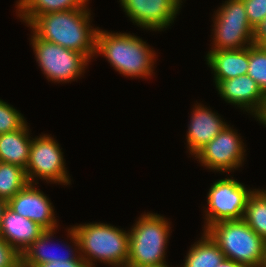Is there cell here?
<instances>
[{"label": "cell", "instance_id": "1", "mask_svg": "<svg viewBox=\"0 0 266 267\" xmlns=\"http://www.w3.org/2000/svg\"><path fill=\"white\" fill-rule=\"evenodd\" d=\"M90 12L86 4L81 9L39 15L28 26L39 39L81 52L90 60L95 57L98 30L90 25Z\"/></svg>", "mask_w": 266, "mask_h": 267}, {"label": "cell", "instance_id": "2", "mask_svg": "<svg viewBox=\"0 0 266 267\" xmlns=\"http://www.w3.org/2000/svg\"><path fill=\"white\" fill-rule=\"evenodd\" d=\"M141 38L129 33H96L95 55H104L110 65L130 78H150L156 54Z\"/></svg>", "mask_w": 266, "mask_h": 267}, {"label": "cell", "instance_id": "3", "mask_svg": "<svg viewBox=\"0 0 266 267\" xmlns=\"http://www.w3.org/2000/svg\"><path fill=\"white\" fill-rule=\"evenodd\" d=\"M79 240V255L89 267L100 261L111 267H126L129 259V231L110 224L86 223L73 225Z\"/></svg>", "mask_w": 266, "mask_h": 267}, {"label": "cell", "instance_id": "4", "mask_svg": "<svg viewBox=\"0 0 266 267\" xmlns=\"http://www.w3.org/2000/svg\"><path fill=\"white\" fill-rule=\"evenodd\" d=\"M205 232L224 253L225 259L246 267H261L266 248L262 239L243 219L220 221Z\"/></svg>", "mask_w": 266, "mask_h": 267}, {"label": "cell", "instance_id": "5", "mask_svg": "<svg viewBox=\"0 0 266 267\" xmlns=\"http://www.w3.org/2000/svg\"><path fill=\"white\" fill-rule=\"evenodd\" d=\"M159 214L139 217L129 232V259L126 267H147L167 264L165 260L170 223Z\"/></svg>", "mask_w": 266, "mask_h": 267}, {"label": "cell", "instance_id": "6", "mask_svg": "<svg viewBox=\"0 0 266 267\" xmlns=\"http://www.w3.org/2000/svg\"><path fill=\"white\" fill-rule=\"evenodd\" d=\"M213 18L211 50H236L253 45L254 28L248 21L243 0H226Z\"/></svg>", "mask_w": 266, "mask_h": 267}, {"label": "cell", "instance_id": "7", "mask_svg": "<svg viewBox=\"0 0 266 267\" xmlns=\"http://www.w3.org/2000/svg\"><path fill=\"white\" fill-rule=\"evenodd\" d=\"M31 37L36 61L47 80L68 83L83 74L90 61L83 53L39 39L34 33Z\"/></svg>", "mask_w": 266, "mask_h": 267}, {"label": "cell", "instance_id": "8", "mask_svg": "<svg viewBox=\"0 0 266 267\" xmlns=\"http://www.w3.org/2000/svg\"><path fill=\"white\" fill-rule=\"evenodd\" d=\"M252 192L253 190L246 188L232 176L215 181L207 195L209 209L204 211V231L220 221L243 219L247 200Z\"/></svg>", "mask_w": 266, "mask_h": 267}, {"label": "cell", "instance_id": "9", "mask_svg": "<svg viewBox=\"0 0 266 267\" xmlns=\"http://www.w3.org/2000/svg\"><path fill=\"white\" fill-rule=\"evenodd\" d=\"M31 148L25 169L29 183H36L35 178L48 183L68 185L71 180L64 162V155L58 142L50 135L31 138Z\"/></svg>", "mask_w": 266, "mask_h": 267}, {"label": "cell", "instance_id": "10", "mask_svg": "<svg viewBox=\"0 0 266 267\" xmlns=\"http://www.w3.org/2000/svg\"><path fill=\"white\" fill-rule=\"evenodd\" d=\"M244 143L236 130L227 125L216 137L206 144L194 157L202 166L221 172H232L244 162ZM244 159V160H243Z\"/></svg>", "mask_w": 266, "mask_h": 267}, {"label": "cell", "instance_id": "11", "mask_svg": "<svg viewBox=\"0 0 266 267\" xmlns=\"http://www.w3.org/2000/svg\"><path fill=\"white\" fill-rule=\"evenodd\" d=\"M133 24L146 30L162 31L171 26L182 0H119Z\"/></svg>", "mask_w": 266, "mask_h": 267}, {"label": "cell", "instance_id": "12", "mask_svg": "<svg viewBox=\"0 0 266 267\" xmlns=\"http://www.w3.org/2000/svg\"><path fill=\"white\" fill-rule=\"evenodd\" d=\"M218 94L227 103L237 105L244 111L252 113L258 119L266 109V96L256 81L249 75L237 76L227 80H214Z\"/></svg>", "mask_w": 266, "mask_h": 267}, {"label": "cell", "instance_id": "13", "mask_svg": "<svg viewBox=\"0 0 266 267\" xmlns=\"http://www.w3.org/2000/svg\"><path fill=\"white\" fill-rule=\"evenodd\" d=\"M35 188V183H28L7 203L15 213L38 223L45 230H54L58 224L54 208L49 198Z\"/></svg>", "mask_w": 266, "mask_h": 267}, {"label": "cell", "instance_id": "14", "mask_svg": "<svg viewBox=\"0 0 266 267\" xmlns=\"http://www.w3.org/2000/svg\"><path fill=\"white\" fill-rule=\"evenodd\" d=\"M192 112L186 139L189 153L194 156L228 124L201 103L196 104Z\"/></svg>", "mask_w": 266, "mask_h": 267}, {"label": "cell", "instance_id": "15", "mask_svg": "<svg viewBox=\"0 0 266 267\" xmlns=\"http://www.w3.org/2000/svg\"><path fill=\"white\" fill-rule=\"evenodd\" d=\"M45 231L38 223L25 218L8 206L2 216L0 236L14 247L20 254L23 253Z\"/></svg>", "mask_w": 266, "mask_h": 267}, {"label": "cell", "instance_id": "16", "mask_svg": "<svg viewBox=\"0 0 266 267\" xmlns=\"http://www.w3.org/2000/svg\"><path fill=\"white\" fill-rule=\"evenodd\" d=\"M55 230H45L38 239H36L27 249L23 251L21 254V267H36L39 264H43L46 262H54V261H70V260H75L78 256L76 255L79 253V240L78 237L73 229V227L68 229V236L71 239V242L74 243L75 249H73L68 245L66 249L65 254L61 253H56V252H50L48 251L50 241L54 237L53 235L55 234ZM49 243V244H48ZM53 245V244H51ZM49 247V248H48ZM77 250V251H76ZM77 252V253H73Z\"/></svg>", "mask_w": 266, "mask_h": 267}, {"label": "cell", "instance_id": "17", "mask_svg": "<svg viewBox=\"0 0 266 267\" xmlns=\"http://www.w3.org/2000/svg\"><path fill=\"white\" fill-rule=\"evenodd\" d=\"M214 80H227L247 75L249 47L236 50H210L206 55Z\"/></svg>", "mask_w": 266, "mask_h": 267}, {"label": "cell", "instance_id": "18", "mask_svg": "<svg viewBox=\"0 0 266 267\" xmlns=\"http://www.w3.org/2000/svg\"><path fill=\"white\" fill-rule=\"evenodd\" d=\"M29 130L26 121L17 131L0 134V162L26 169L32 142Z\"/></svg>", "mask_w": 266, "mask_h": 267}, {"label": "cell", "instance_id": "19", "mask_svg": "<svg viewBox=\"0 0 266 267\" xmlns=\"http://www.w3.org/2000/svg\"><path fill=\"white\" fill-rule=\"evenodd\" d=\"M89 0H18L17 10L18 16L27 25H29L37 16L69 11L72 9H81Z\"/></svg>", "mask_w": 266, "mask_h": 267}, {"label": "cell", "instance_id": "20", "mask_svg": "<svg viewBox=\"0 0 266 267\" xmlns=\"http://www.w3.org/2000/svg\"><path fill=\"white\" fill-rule=\"evenodd\" d=\"M201 240L189 249L182 267H216L224 259V253L212 238L204 231Z\"/></svg>", "mask_w": 266, "mask_h": 267}, {"label": "cell", "instance_id": "21", "mask_svg": "<svg viewBox=\"0 0 266 267\" xmlns=\"http://www.w3.org/2000/svg\"><path fill=\"white\" fill-rule=\"evenodd\" d=\"M243 220L266 241V190H253L247 200Z\"/></svg>", "mask_w": 266, "mask_h": 267}, {"label": "cell", "instance_id": "22", "mask_svg": "<svg viewBox=\"0 0 266 267\" xmlns=\"http://www.w3.org/2000/svg\"><path fill=\"white\" fill-rule=\"evenodd\" d=\"M29 183L25 169L0 162V198L7 202Z\"/></svg>", "mask_w": 266, "mask_h": 267}, {"label": "cell", "instance_id": "23", "mask_svg": "<svg viewBox=\"0 0 266 267\" xmlns=\"http://www.w3.org/2000/svg\"><path fill=\"white\" fill-rule=\"evenodd\" d=\"M249 75L266 96V49L263 46H249Z\"/></svg>", "mask_w": 266, "mask_h": 267}, {"label": "cell", "instance_id": "24", "mask_svg": "<svg viewBox=\"0 0 266 267\" xmlns=\"http://www.w3.org/2000/svg\"><path fill=\"white\" fill-rule=\"evenodd\" d=\"M24 118L13 106L0 99V134L20 129L26 123Z\"/></svg>", "mask_w": 266, "mask_h": 267}, {"label": "cell", "instance_id": "25", "mask_svg": "<svg viewBox=\"0 0 266 267\" xmlns=\"http://www.w3.org/2000/svg\"><path fill=\"white\" fill-rule=\"evenodd\" d=\"M249 23L253 28L266 18V0H243Z\"/></svg>", "mask_w": 266, "mask_h": 267}, {"label": "cell", "instance_id": "26", "mask_svg": "<svg viewBox=\"0 0 266 267\" xmlns=\"http://www.w3.org/2000/svg\"><path fill=\"white\" fill-rule=\"evenodd\" d=\"M0 267H21V254L0 236Z\"/></svg>", "mask_w": 266, "mask_h": 267}, {"label": "cell", "instance_id": "27", "mask_svg": "<svg viewBox=\"0 0 266 267\" xmlns=\"http://www.w3.org/2000/svg\"><path fill=\"white\" fill-rule=\"evenodd\" d=\"M36 267H89V265L84 258L79 255L75 260L46 262L39 264Z\"/></svg>", "mask_w": 266, "mask_h": 267}, {"label": "cell", "instance_id": "28", "mask_svg": "<svg viewBox=\"0 0 266 267\" xmlns=\"http://www.w3.org/2000/svg\"><path fill=\"white\" fill-rule=\"evenodd\" d=\"M266 42V18L254 28L253 44L262 46Z\"/></svg>", "mask_w": 266, "mask_h": 267}, {"label": "cell", "instance_id": "29", "mask_svg": "<svg viewBox=\"0 0 266 267\" xmlns=\"http://www.w3.org/2000/svg\"><path fill=\"white\" fill-rule=\"evenodd\" d=\"M216 267H246L243 264L237 263L233 260L224 259L218 266Z\"/></svg>", "mask_w": 266, "mask_h": 267}, {"label": "cell", "instance_id": "30", "mask_svg": "<svg viewBox=\"0 0 266 267\" xmlns=\"http://www.w3.org/2000/svg\"><path fill=\"white\" fill-rule=\"evenodd\" d=\"M7 206H8L7 201L0 198V226H1L2 216H3L4 211L6 210Z\"/></svg>", "mask_w": 266, "mask_h": 267}, {"label": "cell", "instance_id": "31", "mask_svg": "<svg viewBox=\"0 0 266 267\" xmlns=\"http://www.w3.org/2000/svg\"><path fill=\"white\" fill-rule=\"evenodd\" d=\"M261 267H266V248H265L264 260H263V263H262Z\"/></svg>", "mask_w": 266, "mask_h": 267}, {"label": "cell", "instance_id": "32", "mask_svg": "<svg viewBox=\"0 0 266 267\" xmlns=\"http://www.w3.org/2000/svg\"><path fill=\"white\" fill-rule=\"evenodd\" d=\"M147 267H169L167 264L164 265H158V266H147Z\"/></svg>", "mask_w": 266, "mask_h": 267}, {"label": "cell", "instance_id": "33", "mask_svg": "<svg viewBox=\"0 0 266 267\" xmlns=\"http://www.w3.org/2000/svg\"><path fill=\"white\" fill-rule=\"evenodd\" d=\"M262 46L266 49V42Z\"/></svg>", "mask_w": 266, "mask_h": 267}]
</instances>
